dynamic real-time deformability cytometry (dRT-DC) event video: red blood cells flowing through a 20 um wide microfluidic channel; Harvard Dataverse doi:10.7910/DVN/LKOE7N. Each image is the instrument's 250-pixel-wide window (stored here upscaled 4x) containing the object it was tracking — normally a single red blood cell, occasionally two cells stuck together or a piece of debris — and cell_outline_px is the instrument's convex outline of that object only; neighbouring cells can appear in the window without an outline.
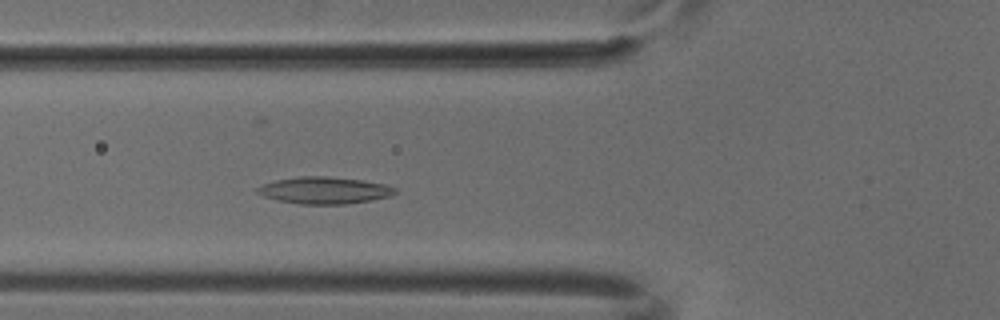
{"species": "common noctule bat (a hibernating species)", "species_latin": "Nyctalus noctula", "temperature_condition": "cold", "stored_images_in_passage": 5, "camera_frame_rate_fps": 3000, "um_per_image_px": 0.085, "animal": {"sex": "male", "body_mass_g": 18.8}, "frame": {"image": 1, "passage_image": 5, "time_ms": 1.333, "image_size_px": [1000, 320], "cell_outline_px": [[396, 192], [392, 196], [344, 204], [300, 204], [276, 200], [264, 196], [256, 192], [256, 188], [264, 184], [276, 180], [300, 176], [324, 176], [364, 180], [384, 184], [396, 188]], "centroid_in_image_um": [27.56, 16.17], "position_along_channel_um": 98.2, "area_um2": 21.44}}